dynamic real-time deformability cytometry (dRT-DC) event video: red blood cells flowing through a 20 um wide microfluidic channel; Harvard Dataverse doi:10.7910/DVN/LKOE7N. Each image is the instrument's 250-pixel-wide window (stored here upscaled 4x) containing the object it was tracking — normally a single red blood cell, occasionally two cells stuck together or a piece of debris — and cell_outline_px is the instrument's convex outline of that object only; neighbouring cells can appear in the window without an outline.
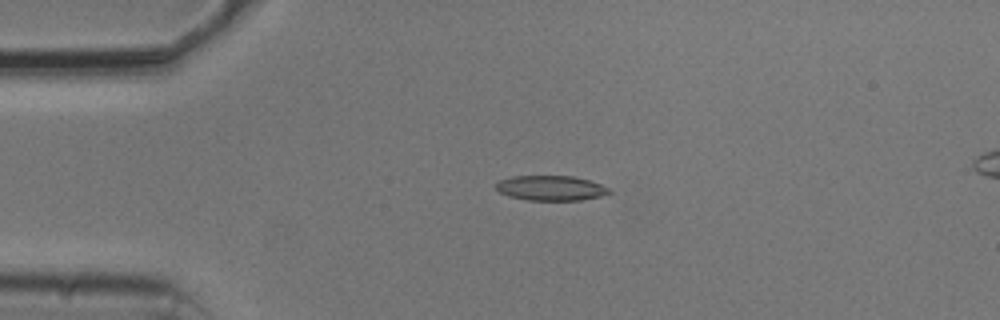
{"species": "common noctule bat (a hibernating species)", "species_latin": "Nyctalus noctula", "temperature_condition": "cold", "stored_images_in_passage": 42, "camera_frame_rate_fps": 3000, "um_per_image_px": 0.085, "animal": {"sex": "male", "body_mass_g": 20.5, "forearm_length_mm": 52.5}, "frame": {"image": 1, "passage_image": 1, "time_ms": 0.0, "image_size_px": [1000, 320], "cell_outline_px": [[612, 192], [600, 196], [580, 200], [528, 200], [508, 196], [500, 192], [496, 188], [496, 184], [500, 180], [512, 176], [572, 176], [588, 180], [612, 188]], "centroid_in_image_um": [46.84, 15.98], "position_along_channel_um": 38.2, "area_um2": 16.42}}
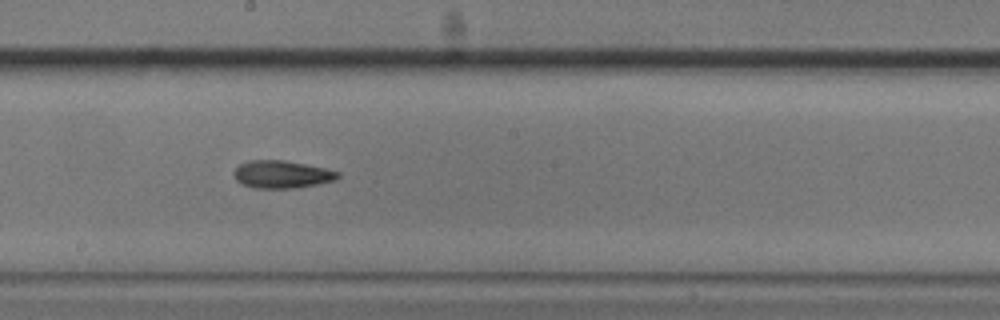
{"frame": {"image": 2, "passage_image": 18, "time_ms": 5.667, "image_size_px": [1000, 320], "cell_outline_px": [[340, 176], [336, 180], [296, 188], [256, 188], [244, 184], [236, 180], [236, 168], [240, 164], [248, 160], [284, 160], [324, 168], [340, 172]], "centroid_in_image_um": [23.99, 14.82], "position_along_channel_um": 224.2, "area_um2": 16.47}}
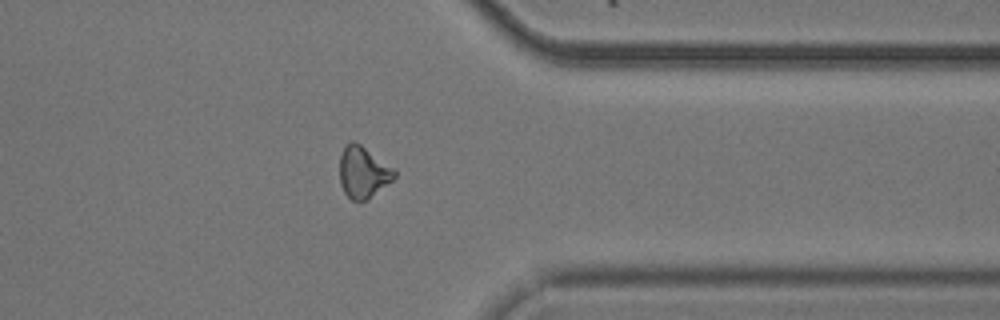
{"frame": {"image": 3, "passage_image": 31, "time_ms": 10.0, "image_size_px": [1000, 320], "cell_outline_px": [[396, 176], [392, 180], [360, 204], [352, 200], [344, 192], [340, 184], [340, 156], [344, 144], [352, 140], [360, 144], [396, 168]], "centroid_in_image_um": [30.86, 14.62], "position_along_channel_um": 380.5, "area_um2": 16.65}, "authors_computed_cell_mechanics": {"area_um2": 16.3863, "velocity_mm_per_s": 3.8018, "shape_relaxation_time_tau1_ms": 4.4782, "shape_relaxation_time_tau2_ms": 9.1048, "deformation_change_tau1": 0.1238, "deformation_change_tau2": 0.19}}